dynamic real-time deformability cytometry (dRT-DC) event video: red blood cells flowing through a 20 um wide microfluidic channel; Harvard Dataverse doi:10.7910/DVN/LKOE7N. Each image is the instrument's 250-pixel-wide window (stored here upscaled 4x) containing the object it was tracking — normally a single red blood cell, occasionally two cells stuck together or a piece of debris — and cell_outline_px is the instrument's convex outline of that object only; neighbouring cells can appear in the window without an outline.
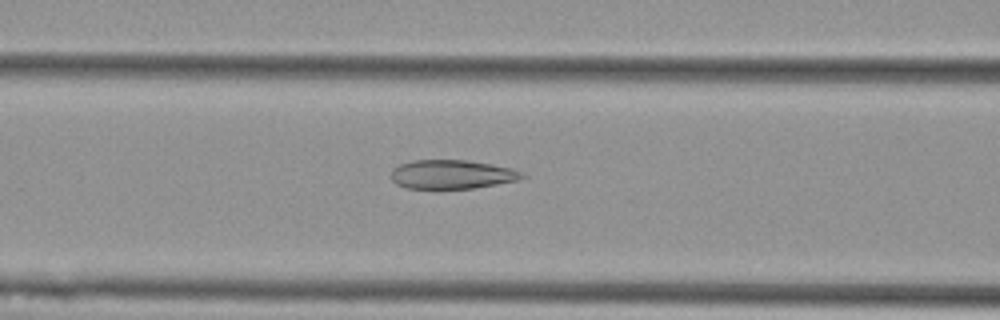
{"species": "Egyptian fruit bat (a non-hibernating species)", "species_latin": "Rousettus aegyptiacus", "temperature_condition": "cold", "stored_images_in_passage": 44, "camera_frame_rate_fps": 3000, "um_per_image_px": 0.085, "animal": {"sex": "female"}, "frame": {"image": 1, "passage_image": 12, "time_ms": 3.667, "image_size_px": [1000, 320], "cell_outline_px": [[528, 176], [520, 180], [472, 188], [404, 188], [396, 184], [392, 180], [392, 168], [400, 164], [412, 160], [464, 160], [492, 164], [512, 168], [524, 172]], "centroid_in_image_um": [38.44, 14.82], "position_along_channel_um": 128.2, "area_um2": 22.2}}
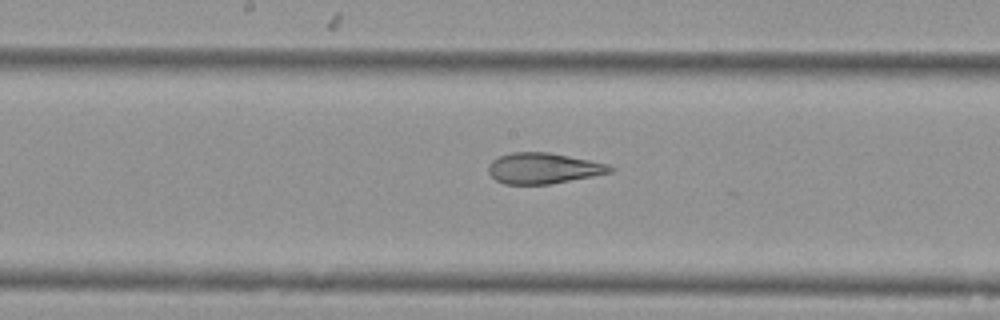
{"frame": {"image": 2, "passage_image": 18, "time_ms": 5.667, "image_size_px": [1000, 320], "cell_outline_px": [[616, 168], [612, 172], [592, 176], [548, 184], [504, 184], [496, 180], [488, 172], [488, 164], [496, 156], [512, 152], [548, 152], [608, 164]], "centroid_in_image_um": [46.14, 14.29], "position_along_channel_um": 202.1, "area_um2": 21.79}}
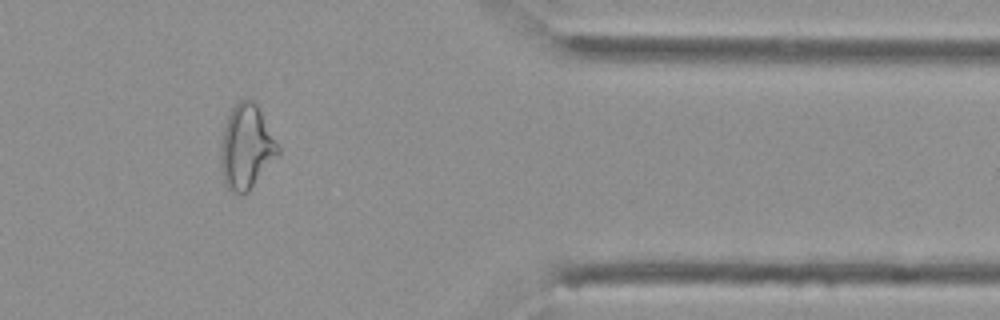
{"frame": {"image": 3, "passage_image": 35, "time_ms": 11.333, "image_size_px": [1000, 320], "cell_outline_px": [[280, 152], [248, 192], [232, 192], [228, 188], [224, 180], [220, 168], [220, 148], [224, 128], [228, 116], [232, 108], [240, 100], [248, 96], [256, 104], [280, 148]], "centroid_in_image_um": [20.92, 12.48], "position_along_channel_um": 390.5, "area_um2": 27.74}, "authors_computed_cell_mechanics": {"area_um2": 24.3627, "velocity_mm_per_s": 3.7024, "shape_relaxation_time_tau1_ms": null, "shape_relaxation_time_tau2_ms": 1.8425, "deformation_change_tau1": null, "deformation_change_tau2": 0.1008}}